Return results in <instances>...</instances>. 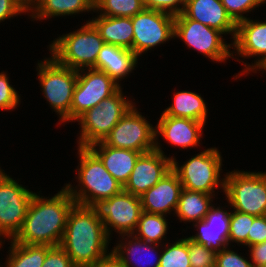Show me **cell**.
<instances>
[{"label": "cell", "mask_w": 266, "mask_h": 267, "mask_svg": "<svg viewBox=\"0 0 266 267\" xmlns=\"http://www.w3.org/2000/svg\"><path fill=\"white\" fill-rule=\"evenodd\" d=\"M37 193L33 194L23 225L12 240L20 244L59 246L75 200L65 186L52 197Z\"/></svg>", "instance_id": "obj_1"}, {"label": "cell", "mask_w": 266, "mask_h": 267, "mask_svg": "<svg viewBox=\"0 0 266 267\" xmlns=\"http://www.w3.org/2000/svg\"><path fill=\"white\" fill-rule=\"evenodd\" d=\"M111 240L89 206L73 205L60 246L76 267H93L112 256Z\"/></svg>", "instance_id": "obj_2"}, {"label": "cell", "mask_w": 266, "mask_h": 267, "mask_svg": "<svg viewBox=\"0 0 266 267\" xmlns=\"http://www.w3.org/2000/svg\"><path fill=\"white\" fill-rule=\"evenodd\" d=\"M79 163L76 168L77 185L65 184L76 204L90 206L97 200L109 199L123 190L118 182L104 167L100 158L89 147H78Z\"/></svg>", "instance_id": "obj_3"}, {"label": "cell", "mask_w": 266, "mask_h": 267, "mask_svg": "<svg viewBox=\"0 0 266 267\" xmlns=\"http://www.w3.org/2000/svg\"><path fill=\"white\" fill-rule=\"evenodd\" d=\"M103 45L99 31L86 21L79 29L55 38L49 44V52L59 64L71 69H96V60Z\"/></svg>", "instance_id": "obj_4"}, {"label": "cell", "mask_w": 266, "mask_h": 267, "mask_svg": "<svg viewBox=\"0 0 266 267\" xmlns=\"http://www.w3.org/2000/svg\"><path fill=\"white\" fill-rule=\"evenodd\" d=\"M172 169L177 173L183 189L216 195L225 192V176L221 177L222 154L216 147L207 148L193 155L180 165L172 154Z\"/></svg>", "instance_id": "obj_5"}, {"label": "cell", "mask_w": 266, "mask_h": 267, "mask_svg": "<svg viewBox=\"0 0 266 267\" xmlns=\"http://www.w3.org/2000/svg\"><path fill=\"white\" fill-rule=\"evenodd\" d=\"M37 76L43 97L57 113L58 125L70 122V108L77 84L78 70L59 64L51 55L38 61Z\"/></svg>", "instance_id": "obj_6"}, {"label": "cell", "mask_w": 266, "mask_h": 267, "mask_svg": "<svg viewBox=\"0 0 266 267\" xmlns=\"http://www.w3.org/2000/svg\"><path fill=\"white\" fill-rule=\"evenodd\" d=\"M122 90L121 87L115 94L103 99L99 106L89 109L75 121L81 128L76 140L78 147H89L93 143L103 141L127 111L136 104L124 96Z\"/></svg>", "instance_id": "obj_7"}, {"label": "cell", "mask_w": 266, "mask_h": 267, "mask_svg": "<svg viewBox=\"0 0 266 267\" xmlns=\"http://www.w3.org/2000/svg\"><path fill=\"white\" fill-rule=\"evenodd\" d=\"M223 176L226 204L241 213L266 215V172L233 170Z\"/></svg>", "instance_id": "obj_8"}, {"label": "cell", "mask_w": 266, "mask_h": 267, "mask_svg": "<svg viewBox=\"0 0 266 267\" xmlns=\"http://www.w3.org/2000/svg\"><path fill=\"white\" fill-rule=\"evenodd\" d=\"M223 33L200 22L187 18L183 13L175 16L174 39H181L187 48L222 63L232 58V43H226Z\"/></svg>", "instance_id": "obj_9"}, {"label": "cell", "mask_w": 266, "mask_h": 267, "mask_svg": "<svg viewBox=\"0 0 266 267\" xmlns=\"http://www.w3.org/2000/svg\"><path fill=\"white\" fill-rule=\"evenodd\" d=\"M95 216L103 222L108 236L132 234L139 222L142 212L141 199L122 190L109 199L97 200L89 206Z\"/></svg>", "instance_id": "obj_10"}, {"label": "cell", "mask_w": 266, "mask_h": 267, "mask_svg": "<svg viewBox=\"0 0 266 267\" xmlns=\"http://www.w3.org/2000/svg\"><path fill=\"white\" fill-rule=\"evenodd\" d=\"M34 193L0 167V241L13 239L20 231Z\"/></svg>", "instance_id": "obj_11"}, {"label": "cell", "mask_w": 266, "mask_h": 267, "mask_svg": "<svg viewBox=\"0 0 266 267\" xmlns=\"http://www.w3.org/2000/svg\"><path fill=\"white\" fill-rule=\"evenodd\" d=\"M134 104L112 128L103 142L110 147L147 153L155 150V126Z\"/></svg>", "instance_id": "obj_12"}, {"label": "cell", "mask_w": 266, "mask_h": 267, "mask_svg": "<svg viewBox=\"0 0 266 267\" xmlns=\"http://www.w3.org/2000/svg\"><path fill=\"white\" fill-rule=\"evenodd\" d=\"M122 86L107 73L85 68L78 70L70 108V122H74L89 109L99 106L103 99L115 94Z\"/></svg>", "instance_id": "obj_13"}, {"label": "cell", "mask_w": 266, "mask_h": 267, "mask_svg": "<svg viewBox=\"0 0 266 267\" xmlns=\"http://www.w3.org/2000/svg\"><path fill=\"white\" fill-rule=\"evenodd\" d=\"M232 58L242 63L244 69L236 74L233 79H240L241 75H248L257 71L266 63V20L259 21L247 18L236 26V34L232 40ZM234 56H238L234 57ZM255 56L257 58H255ZM240 58H255L254 63H246ZM257 59V60H256ZM245 73V74H244Z\"/></svg>", "instance_id": "obj_14"}, {"label": "cell", "mask_w": 266, "mask_h": 267, "mask_svg": "<svg viewBox=\"0 0 266 267\" xmlns=\"http://www.w3.org/2000/svg\"><path fill=\"white\" fill-rule=\"evenodd\" d=\"M132 18L133 52L142 54L174 39L175 16L157 10L144 9Z\"/></svg>", "instance_id": "obj_15"}, {"label": "cell", "mask_w": 266, "mask_h": 267, "mask_svg": "<svg viewBox=\"0 0 266 267\" xmlns=\"http://www.w3.org/2000/svg\"><path fill=\"white\" fill-rule=\"evenodd\" d=\"M153 150L141 154L123 190L140 197L172 169V157Z\"/></svg>", "instance_id": "obj_16"}, {"label": "cell", "mask_w": 266, "mask_h": 267, "mask_svg": "<svg viewBox=\"0 0 266 267\" xmlns=\"http://www.w3.org/2000/svg\"><path fill=\"white\" fill-rule=\"evenodd\" d=\"M160 119L157 120L155 126L156 146L155 150L165 153L161 148L159 137L166 140L167 144L172 147H179L181 149H191L200 146L201 138L203 137L202 130L206 125L204 122L195 121L189 118H177L167 116L161 113ZM159 142V143H158Z\"/></svg>", "instance_id": "obj_17"}, {"label": "cell", "mask_w": 266, "mask_h": 267, "mask_svg": "<svg viewBox=\"0 0 266 267\" xmlns=\"http://www.w3.org/2000/svg\"><path fill=\"white\" fill-rule=\"evenodd\" d=\"M226 207L228 206L223 208L222 205L215 206L213 204L203 220L193 223L192 226L196 228L197 232L195 235H189L188 238L216 253L228 247L231 212L225 210Z\"/></svg>", "instance_id": "obj_18"}, {"label": "cell", "mask_w": 266, "mask_h": 267, "mask_svg": "<svg viewBox=\"0 0 266 267\" xmlns=\"http://www.w3.org/2000/svg\"><path fill=\"white\" fill-rule=\"evenodd\" d=\"M120 236L123 239L120 237L111 250L112 256L123 267H159L162 245L143 241L133 234Z\"/></svg>", "instance_id": "obj_19"}, {"label": "cell", "mask_w": 266, "mask_h": 267, "mask_svg": "<svg viewBox=\"0 0 266 267\" xmlns=\"http://www.w3.org/2000/svg\"><path fill=\"white\" fill-rule=\"evenodd\" d=\"M182 189L177 173L171 169L155 186L140 196L142 211L166 216L173 211L174 214Z\"/></svg>", "instance_id": "obj_20"}, {"label": "cell", "mask_w": 266, "mask_h": 267, "mask_svg": "<svg viewBox=\"0 0 266 267\" xmlns=\"http://www.w3.org/2000/svg\"><path fill=\"white\" fill-rule=\"evenodd\" d=\"M187 18L200 22L234 40L237 24L228 15L221 0H185L182 12Z\"/></svg>", "instance_id": "obj_21"}, {"label": "cell", "mask_w": 266, "mask_h": 267, "mask_svg": "<svg viewBox=\"0 0 266 267\" xmlns=\"http://www.w3.org/2000/svg\"><path fill=\"white\" fill-rule=\"evenodd\" d=\"M139 57L130 49L104 43L96 60V69L107 73L117 84L137 67Z\"/></svg>", "instance_id": "obj_22"}, {"label": "cell", "mask_w": 266, "mask_h": 267, "mask_svg": "<svg viewBox=\"0 0 266 267\" xmlns=\"http://www.w3.org/2000/svg\"><path fill=\"white\" fill-rule=\"evenodd\" d=\"M89 148L100 158L106 170L123 186L128 181L138 157V151L107 146L103 141L93 143Z\"/></svg>", "instance_id": "obj_23"}, {"label": "cell", "mask_w": 266, "mask_h": 267, "mask_svg": "<svg viewBox=\"0 0 266 267\" xmlns=\"http://www.w3.org/2000/svg\"><path fill=\"white\" fill-rule=\"evenodd\" d=\"M91 11L94 12V3L91 0H35L29 7L28 16L32 21H41Z\"/></svg>", "instance_id": "obj_24"}, {"label": "cell", "mask_w": 266, "mask_h": 267, "mask_svg": "<svg viewBox=\"0 0 266 267\" xmlns=\"http://www.w3.org/2000/svg\"><path fill=\"white\" fill-rule=\"evenodd\" d=\"M99 31L104 43L117 45L133 51V24L131 17H108L97 15L88 19Z\"/></svg>", "instance_id": "obj_25"}, {"label": "cell", "mask_w": 266, "mask_h": 267, "mask_svg": "<svg viewBox=\"0 0 266 267\" xmlns=\"http://www.w3.org/2000/svg\"><path fill=\"white\" fill-rule=\"evenodd\" d=\"M201 94L188 90L174 92L173 103L162 112L164 115L189 118L207 123L208 109Z\"/></svg>", "instance_id": "obj_26"}, {"label": "cell", "mask_w": 266, "mask_h": 267, "mask_svg": "<svg viewBox=\"0 0 266 267\" xmlns=\"http://www.w3.org/2000/svg\"><path fill=\"white\" fill-rule=\"evenodd\" d=\"M216 195L182 189L174 215L180 222L191 223L203 220L212 205Z\"/></svg>", "instance_id": "obj_27"}, {"label": "cell", "mask_w": 266, "mask_h": 267, "mask_svg": "<svg viewBox=\"0 0 266 267\" xmlns=\"http://www.w3.org/2000/svg\"><path fill=\"white\" fill-rule=\"evenodd\" d=\"M9 253L4 264L6 267H42L48 245L20 244L10 239Z\"/></svg>", "instance_id": "obj_28"}, {"label": "cell", "mask_w": 266, "mask_h": 267, "mask_svg": "<svg viewBox=\"0 0 266 267\" xmlns=\"http://www.w3.org/2000/svg\"><path fill=\"white\" fill-rule=\"evenodd\" d=\"M168 216L163 214L148 213L142 211L135 231L132 233L143 241L163 245L167 240L169 224L166 219Z\"/></svg>", "instance_id": "obj_29"}, {"label": "cell", "mask_w": 266, "mask_h": 267, "mask_svg": "<svg viewBox=\"0 0 266 267\" xmlns=\"http://www.w3.org/2000/svg\"><path fill=\"white\" fill-rule=\"evenodd\" d=\"M145 9L143 0H96L94 13L108 17H133Z\"/></svg>", "instance_id": "obj_30"}, {"label": "cell", "mask_w": 266, "mask_h": 267, "mask_svg": "<svg viewBox=\"0 0 266 267\" xmlns=\"http://www.w3.org/2000/svg\"><path fill=\"white\" fill-rule=\"evenodd\" d=\"M167 243L162 245L159 267H191L187 237Z\"/></svg>", "instance_id": "obj_31"}, {"label": "cell", "mask_w": 266, "mask_h": 267, "mask_svg": "<svg viewBox=\"0 0 266 267\" xmlns=\"http://www.w3.org/2000/svg\"><path fill=\"white\" fill-rule=\"evenodd\" d=\"M255 217L256 216L254 215L241 213L236 210L231 211L228 236V243L230 247L234 242L237 243L238 246H247V235Z\"/></svg>", "instance_id": "obj_32"}, {"label": "cell", "mask_w": 266, "mask_h": 267, "mask_svg": "<svg viewBox=\"0 0 266 267\" xmlns=\"http://www.w3.org/2000/svg\"><path fill=\"white\" fill-rule=\"evenodd\" d=\"M221 3L228 15L237 24L248 18L244 14L251 13L262 4H266V0H221Z\"/></svg>", "instance_id": "obj_33"}, {"label": "cell", "mask_w": 266, "mask_h": 267, "mask_svg": "<svg viewBox=\"0 0 266 267\" xmlns=\"http://www.w3.org/2000/svg\"><path fill=\"white\" fill-rule=\"evenodd\" d=\"M189 261L191 267H205L215 265L216 252L210 248L192 241L187 236Z\"/></svg>", "instance_id": "obj_34"}, {"label": "cell", "mask_w": 266, "mask_h": 267, "mask_svg": "<svg viewBox=\"0 0 266 267\" xmlns=\"http://www.w3.org/2000/svg\"><path fill=\"white\" fill-rule=\"evenodd\" d=\"M5 71L0 72V110H14L21 104V95L11 85Z\"/></svg>", "instance_id": "obj_35"}, {"label": "cell", "mask_w": 266, "mask_h": 267, "mask_svg": "<svg viewBox=\"0 0 266 267\" xmlns=\"http://www.w3.org/2000/svg\"><path fill=\"white\" fill-rule=\"evenodd\" d=\"M230 249V246L216 253V267H253L251 260Z\"/></svg>", "instance_id": "obj_36"}, {"label": "cell", "mask_w": 266, "mask_h": 267, "mask_svg": "<svg viewBox=\"0 0 266 267\" xmlns=\"http://www.w3.org/2000/svg\"><path fill=\"white\" fill-rule=\"evenodd\" d=\"M145 9L169 13L173 16L182 14L185 0H143Z\"/></svg>", "instance_id": "obj_37"}, {"label": "cell", "mask_w": 266, "mask_h": 267, "mask_svg": "<svg viewBox=\"0 0 266 267\" xmlns=\"http://www.w3.org/2000/svg\"><path fill=\"white\" fill-rule=\"evenodd\" d=\"M42 267H76L66 254L65 250L59 246L50 247L47 251Z\"/></svg>", "instance_id": "obj_38"}, {"label": "cell", "mask_w": 266, "mask_h": 267, "mask_svg": "<svg viewBox=\"0 0 266 267\" xmlns=\"http://www.w3.org/2000/svg\"><path fill=\"white\" fill-rule=\"evenodd\" d=\"M26 12L29 8L20 0H0V23Z\"/></svg>", "instance_id": "obj_39"}, {"label": "cell", "mask_w": 266, "mask_h": 267, "mask_svg": "<svg viewBox=\"0 0 266 267\" xmlns=\"http://www.w3.org/2000/svg\"><path fill=\"white\" fill-rule=\"evenodd\" d=\"M266 241V215L256 216L247 235V247Z\"/></svg>", "instance_id": "obj_40"}, {"label": "cell", "mask_w": 266, "mask_h": 267, "mask_svg": "<svg viewBox=\"0 0 266 267\" xmlns=\"http://www.w3.org/2000/svg\"><path fill=\"white\" fill-rule=\"evenodd\" d=\"M248 251L253 267H266V241L248 246Z\"/></svg>", "instance_id": "obj_41"}, {"label": "cell", "mask_w": 266, "mask_h": 267, "mask_svg": "<svg viewBox=\"0 0 266 267\" xmlns=\"http://www.w3.org/2000/svg\"><path fill=\"white\" fill-rule=\"evenodd\" d=\"M93 267H123L113 256H110L106 260L99 262Z\"/></svg>", "instance_id": "obj_42"}, {"label": "cell", "mask_w": 266, "mask_h": 267, "mask_svg": "<svg viewBox=\"0 0 266 267\" xmlns=\"http://www.w3.org/2000/svg\"><path fill=\"white\" fill-rule=\"evenodd\" d=\"M22 1L28 8L35 2V0H20Z\"/></svg>", "instance_id": "obj_43"}, {"label": "cell", "mask_w": 266, "mask_h": 267, "mask_svg": "<svg viewBox=\"0 0 266 267\" xmlns=\"http://www.w3.org/2000/svg\"><path fill=\"white\" fill-rule=\"evenodd\" d=\"M258 71H265L266 72V63Z\"/></svg>", "instance_id": "obj_44"}, {"label": "cell", "mask_w": 266, "mask_h": 267, "mask_svg": "<svg viewBox=\"0 0 266 267\" xmlns=\"http://www.w3.org/2000/svg\"><path fill=\"white\" fill-rule=\"evenodd\" d=\"M3 243H5V240L4 241H0V248L2 247L3 248ZM1 250V249H0ZM4 265H1V263H0V267H3ZM4 267H6V266H4Z\"/></svg>", "instance_id": "obj_45"}, {"label": "cell", "mask_w": 266, "mask_h": 267, "mask_svg": "<svg viewBox=\"0 0 266 267\" xmlns=\"http://www.w3.org/2000/svg\"><path fill=\"white\" fill-rule=\"evenodd\" d=\"M205 267H216V265H211V266H205Z\"/></svg>", "instance_id": "obj_46"}]
</instances>
